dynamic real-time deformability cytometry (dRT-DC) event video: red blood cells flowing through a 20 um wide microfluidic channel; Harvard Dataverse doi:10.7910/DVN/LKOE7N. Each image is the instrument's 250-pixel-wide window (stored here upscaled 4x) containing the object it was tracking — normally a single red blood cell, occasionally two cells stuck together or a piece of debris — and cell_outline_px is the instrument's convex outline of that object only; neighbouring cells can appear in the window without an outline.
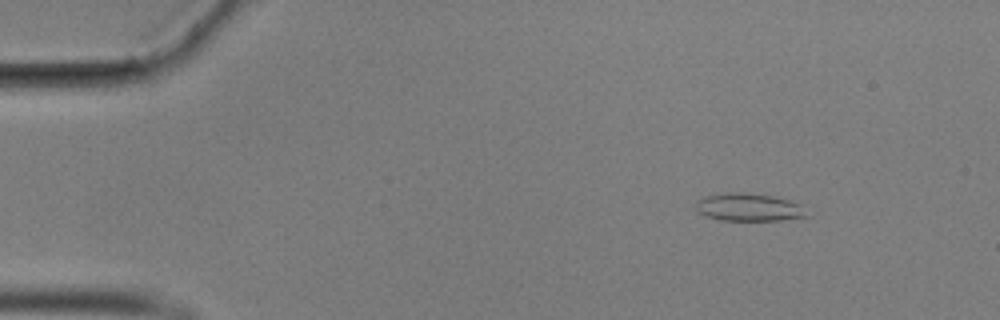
{"species": "common noctule bat (a hibernating species)", "species_latin": "Nyctalus noctula", "temperature_condition": "cold", "stored_images_in_passage": 55, "camera_frame_rate_fps": 3000, "um_per_image_px": 0.085, "animal": {"sex": "male", "body_mass_g": 17.9}, "frame": {"image": 1, "passage_image": 6, "time_ms": 1.667, "image_size_px": [1000, 320], "cell_outline_px": [[812, 216], [780, 220], [720, 220], [704, 216], [696, 212], [696, 200], [704, 196], [728, 192], [740, 192], [772, 196], [788, 200], [800, 204]], "centroid_in_image_um": [63.63, 17.62], "position_along_channel_um": 21.4, "area_um2": 18.15}}
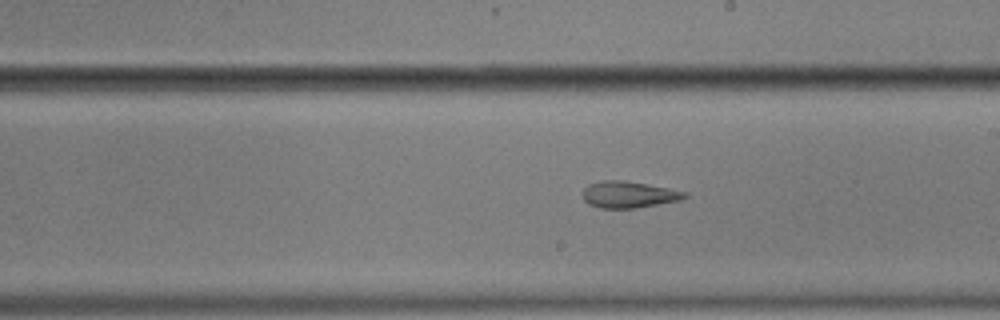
{"frame": {"image": 2, "passage_image": 31, "time_ms": 10.0, "image_size_px": [1000, 320], "cell_outline_px": [[688, 196], [680, 200], [636, 208], [600, 208], [588, 204], [584, 200], [584, 188], [588, 184], [600, 180], [624, 180], [668, 188], [688, 192]], "centroid_in_image_um": [53.43, 16.53], "position_along_channel_um": 235.6, "area_um2": 15.78}}
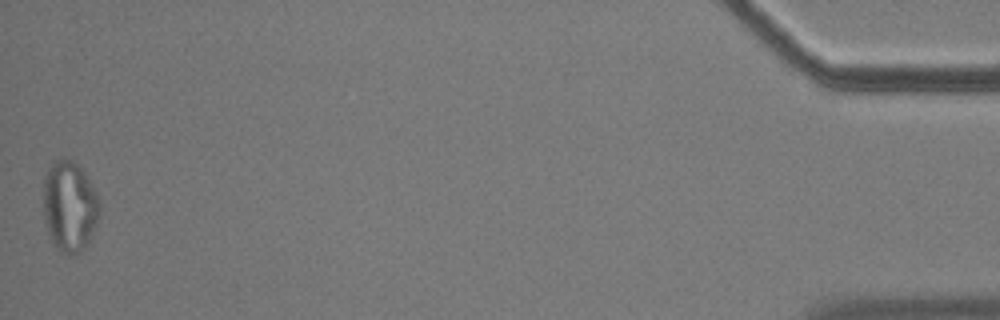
{"frame": {"image": 3, "passage_image": 55, "time_ms": 18.0, "image_size_px": [1000, 320], "cell_outline_px": [[100, 216], [92, 236], [84, 248], [80, 252], [72, 256], [60, 252], [56, 248], [48, 236], [44, 220], [44, 176], [48, 168], [56, 160], [64, 156], [72, 160], [84, 172], [96, 192], [100, 200]], "centroid_in_image_um": [5.92, 17.56], "position_along_channel_um": 429.3, "area_um2": 30.23}, "authors_computed_cell_mechanics": {"area_um2": 17.629, "velocity_mm_per_s": 3.5472, "shape_relaxation_time_tau1_ms": null, "shape_relaxation_time_tau2_ms": 2.3875, "deformation_change_tau1": null, "deformation_change_tau2": 0.0949}}